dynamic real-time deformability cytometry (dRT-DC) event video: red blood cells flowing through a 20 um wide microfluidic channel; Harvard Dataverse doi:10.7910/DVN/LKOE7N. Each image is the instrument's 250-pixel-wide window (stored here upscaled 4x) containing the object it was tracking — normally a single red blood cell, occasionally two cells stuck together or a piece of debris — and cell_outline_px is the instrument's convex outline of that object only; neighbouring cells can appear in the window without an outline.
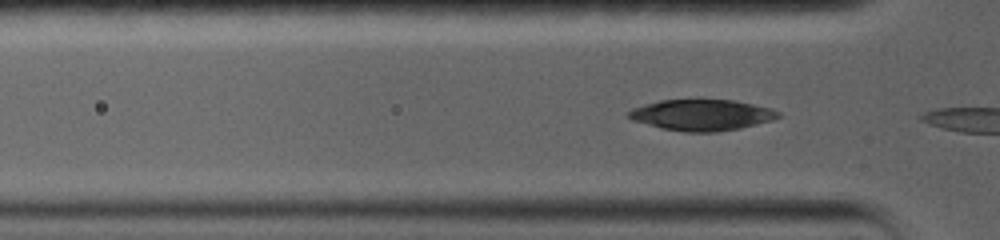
{"species": "common noctule bat (a hibernating species)", "species_latin": "Nyctalus noctula", "temperature_condition": "warm", "stored_images_in_passage": 5, "camera_frame_rate_fps": 5000, "um_per_image_px": 0.085, "animal": {"sex": "female", "body_mass_g": 19.0, "forearm_length_mm": 56.7}, "frame": {"image": 1, "passage_image": 4, "time_ms": 0.6, "image_size_px": [1000, 240], "cell_outline_px": [[784, 116], [772, 120], [740, 128], [716, 132], [684, 132], [660, 128], [632, 120], [624, 116], [632, 108], [644, 104], [660, 100], [700, 96], [736, 100], [772, 108], [780, 112]], "centroid_in_image_um": [59.64, 9.72], "position_along_channel_um": 66.2, "area_um2": 28.44}}